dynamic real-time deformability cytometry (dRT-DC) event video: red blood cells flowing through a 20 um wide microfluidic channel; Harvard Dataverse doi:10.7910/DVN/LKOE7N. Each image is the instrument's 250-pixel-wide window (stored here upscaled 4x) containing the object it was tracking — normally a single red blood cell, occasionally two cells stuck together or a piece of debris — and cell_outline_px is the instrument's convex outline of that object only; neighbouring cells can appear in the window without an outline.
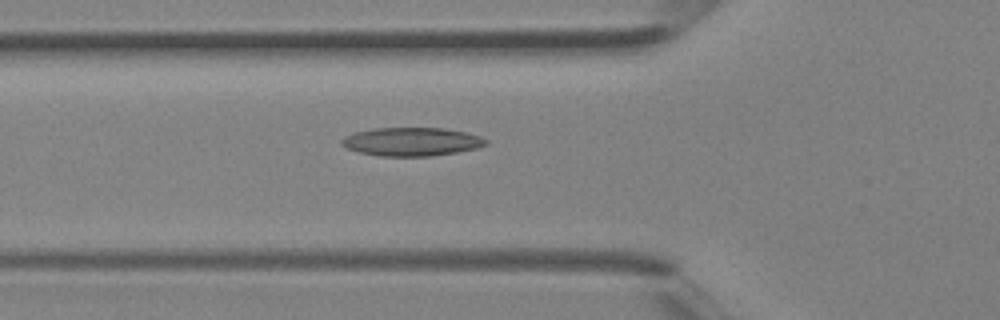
{"species": "Egyptian fruit bat (a non-hibernating species)", "species_latin": "Rousettus aegyptiacus", "temperature_condition": "room temperature", "stored_images_in_passage": 4, "camera_frame_rate_fps": 3000, "um_per_image_px": 0.085, "animal": {"sex": "female"}, "frame": {"image": 1, "passage_image": 4, "time_ms": 1.0, "image_size_px": [1000, 320], "cell_outline_px": [[488, 144], [476, 148], [456, 152], [432, 156], [380, 156], [360, 152], [348, 148], [340, 144], [340, 140], [344, 136], [356, 132], [372, 128], [444, 128], [468, 132], [480, 136], [488, 140]], "centroid_in_image_um": [35.0, 12.04], "position_along_channel_um": 90.8, "area_um2": 23.99}}